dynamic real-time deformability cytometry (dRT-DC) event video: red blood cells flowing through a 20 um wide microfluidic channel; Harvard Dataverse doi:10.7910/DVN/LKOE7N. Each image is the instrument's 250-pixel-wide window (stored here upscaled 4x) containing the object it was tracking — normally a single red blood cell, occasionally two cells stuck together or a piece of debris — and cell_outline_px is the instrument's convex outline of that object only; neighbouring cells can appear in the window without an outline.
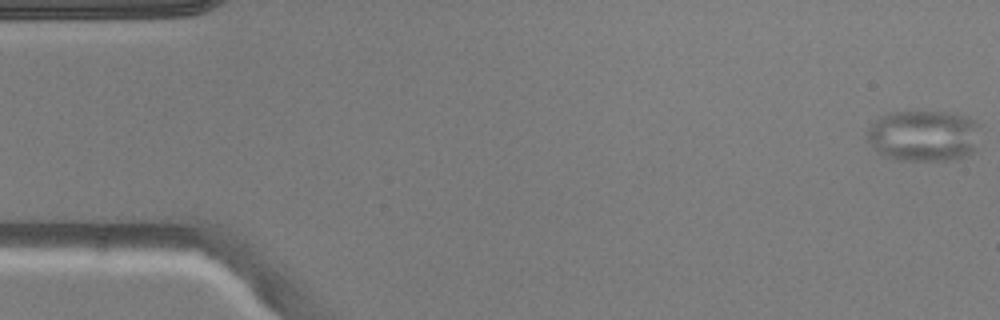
{"species": "common noctule bat (a hibernating species)", "species_latin": "Nyctalus noctula", "temperature_condition": "warm", "stored_images_in_passage": 7, "camera_frame_rate_fps": 3000, "um_per_image_px": 0.085, "animal": {"sex": "male", "body_mass_g": 20.5, "forearm_length_mm": 52.5}, "frame": {"image": 1, "passage_image": 1, "time_ms": 0.0, "image_size_px": [1000, 320], "cell_outline_px": [[980, 124], [976, 148], [972, 152], [956, 160], [896, 160], [884, 156], [868, 140], [868, 128], [880, 116], [892, 112], [952, 112], [968, 116]], "centroid_in_image_um": [78.57, 11.53], "position_along_channel_um": 6.4, "area_um2": 33.87}}